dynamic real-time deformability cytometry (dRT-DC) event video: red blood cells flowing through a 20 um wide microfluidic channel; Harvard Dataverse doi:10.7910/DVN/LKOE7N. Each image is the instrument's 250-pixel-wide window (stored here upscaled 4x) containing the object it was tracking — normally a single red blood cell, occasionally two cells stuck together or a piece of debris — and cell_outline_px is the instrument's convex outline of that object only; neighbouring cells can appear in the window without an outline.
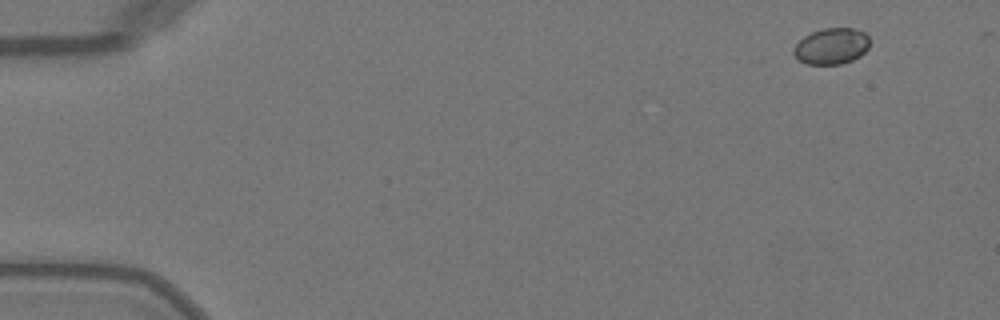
{"species": "Egyptian fruit bat (a non-hibernating species)", "species_latin": "Rousettus aegyptiacus", "temperature_condition": "warm", "stored_images_in_passage": 41, "camera_frame_rate_fps": 3000, "um_per_image_px": 0.085, "animal": {"sex": "female"}, "frame": {"image": 1, "passage_image": 1, "time_ms": 0.0, "image_size_px": [1000, 320], "cell_outline_px": [[868, 48], [860, 56], [852, 60], [840, 64], [808, 64], [800, 60], [792, 52], [792, 48], [804, 36], [812, 32], [824, 28], [852, 28], [864, 32], [868, 36]], "centroid_in_image_um": [70.67, 3.92], "position_along_channel_um": 14.3, "area_um2": 15.9}}
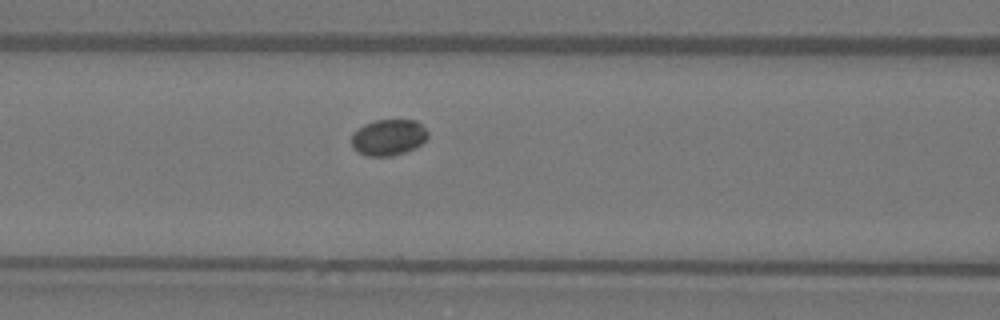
{"frame": {"image": 2, "passage_image": 19, "time_ms": 6.0, "image_size_px": [1000, 320], "cell_outline_px": [[428, 136], [416, 148], [392, 156], [364, 156], [356, 152], [352, 148], [352, 132], [364, 124], [376, 120], [416, 120], [428, 132]], "centroid_in_image_um": [32.97, 11.69], "position_along_channel_um": 133.6, "area_um2": 16.18}}
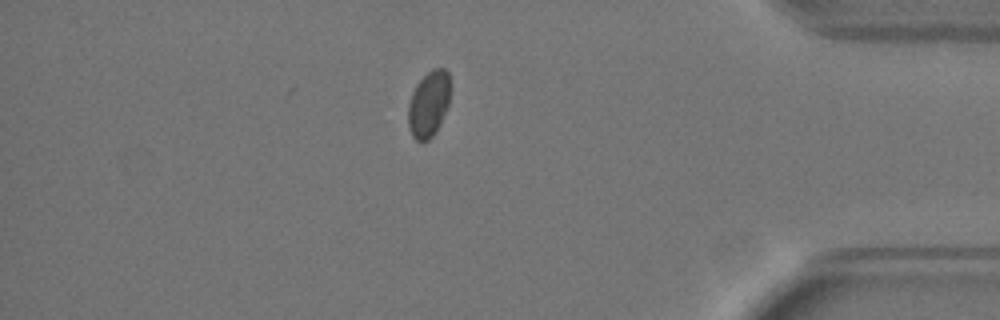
{"frame": {"image": 3, "passage_image": 41, "time_ms": 13.333, "image_size_px": [1000, 320], "cell_outline_px": [[448, 104], [440, 124], [436, 132], [428, 140], [416, 140], [412, 136], [408, 128], [408, 104], [412, 92], [416, 84], [432, 68], [444, 68], [448, 72]], "centroid_in_image_um": [36.4, 8.85], "position_along_channel_um": 398.8, "area_um2": 16.01}}